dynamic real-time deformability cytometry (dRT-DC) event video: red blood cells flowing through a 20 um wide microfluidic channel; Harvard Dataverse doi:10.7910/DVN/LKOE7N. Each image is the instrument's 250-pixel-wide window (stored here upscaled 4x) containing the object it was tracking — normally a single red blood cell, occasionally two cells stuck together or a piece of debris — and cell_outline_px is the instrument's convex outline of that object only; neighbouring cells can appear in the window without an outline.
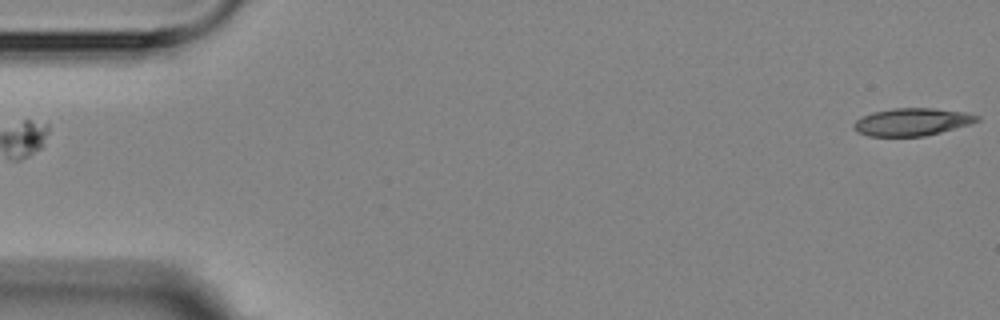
{"species": "Egyptian fruit bat (a non-hibernating species)", "species_latin": "Rousettus aegyptiacus", "temperature_condition": "room temperature", "stored_images_in_passage": 3, "segment_of_instrument_passage": [2, 2], "camera_frame_rate_fps": 3000, "um_per_image_px": 0.085, "animal": {"sex": "female"}, "frame": {"image": 1, "passage_image": 3, "time_ms": 3.0, "image_size_px": [1000, 320], "cell_outline_px": [[980, 120], [968, 124], [940, 132], [924, 136], [868, 136], [856, 132], [852, 124], [860, 116], [872, 112], [892, 108], [932, 108], [964, 112], [980, 116]], "centroid_in_image_um": [77.46, 10.36], "position_along_channel_um": 7.5, "area_um2": 19.77}}